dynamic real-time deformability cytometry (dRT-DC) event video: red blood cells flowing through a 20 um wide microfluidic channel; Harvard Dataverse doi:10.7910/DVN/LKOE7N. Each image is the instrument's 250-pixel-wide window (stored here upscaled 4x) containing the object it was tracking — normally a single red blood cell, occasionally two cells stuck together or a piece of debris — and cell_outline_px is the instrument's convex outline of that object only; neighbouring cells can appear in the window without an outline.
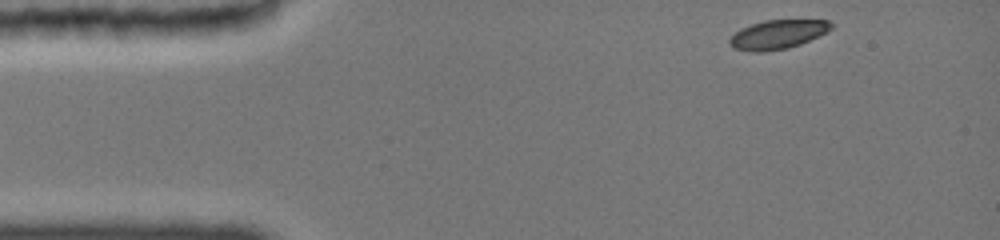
{"species": "common noctule bat (a hibernating species)", "species_latin": "Nyctalus noctula", "temperature_condition": "cold", "stored_images_in_passage": 10, "camera_frame_rate_fps": 3000, "um_per_image_px": 0.085, "animal": {"sex": "female", "body_mass_g": 19.0, "forearm_length_mm": 51.5}, "frame": {"image": 1, "passage_image": 1, "time_ms": 0.0, "image_size_px": [1000, 240], "cell_outline_px": [[832, 28], [828, 32], [800, 44], [788, 48], [764, 52], [748, 52], [732, 48], [728, 44], [728, 40], [740, 28], [764, 20], [828, 20], [832, 24]], "centroid_in_image_um": [66.07, 2.94], "position_along_channel_um": 18.9, "area_um2": 17.34}}
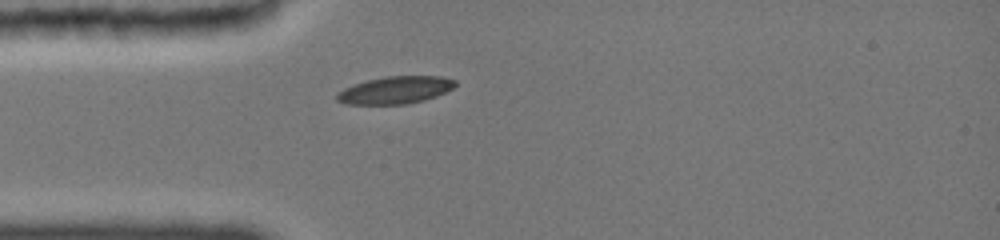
{"frame": {"image": 2, "passage_image": 7, "time_ms": 2.667, "image_size_px": [1000, 240], "cell_outline_px": [[456, 84], [452, 88], [436, 96], [424, 100], [408, 104], [344, 104], [336, 100], [336, 92], [352, 84], [384, 76], [440, 76], [456, 80]], "centroid_in_image_um": [33.56, 7.65], "position_along_channel_um": 51.4, "area_um2": 18.96}}
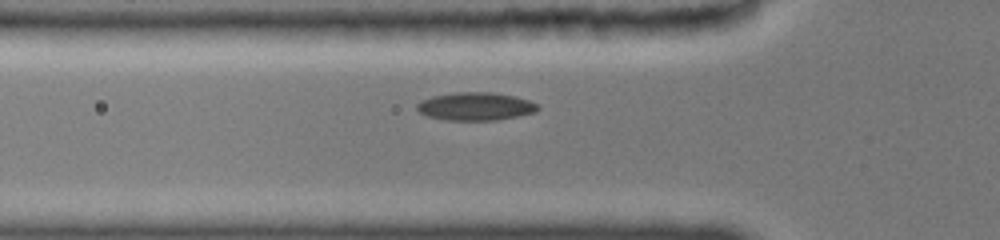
{"frame": {"image": 3, "passage_image": 9, "time_ms": 3.667, "image_size_px": [1000, 240], "cell_outline_px": [[540, 108], [532, 112], [516, 116], [492, 120], [448, 120], [428, 116], [420, 112], [416, 108], [416, 104], [420, 100], [432, 96], [456, 92], [492, 92], [516, 96], [528, 100], [536, 104]], "centroid_in_image_um": [40.37, 9.03], "position_along_channel_um": 85.4, "area_um2": 19.54}}